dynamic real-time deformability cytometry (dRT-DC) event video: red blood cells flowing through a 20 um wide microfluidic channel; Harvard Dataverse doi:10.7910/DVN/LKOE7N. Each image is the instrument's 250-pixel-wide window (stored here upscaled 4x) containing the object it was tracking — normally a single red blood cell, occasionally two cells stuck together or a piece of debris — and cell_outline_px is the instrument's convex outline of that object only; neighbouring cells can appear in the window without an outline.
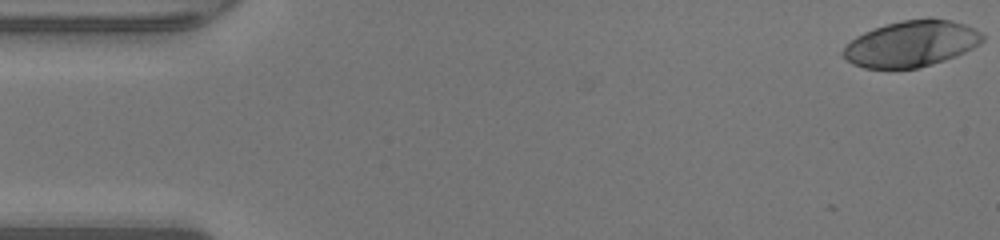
{"species": "human", "species_latin": "Homo sapiens", "temperature_condition": "warm", "stored_images_in_passage": 48, "camera_frame_rate_fps": 3000, "um_per_image_px": 0.085, "donor": {"sex": "male"}, "frame": {"image": 1, "passage_image": 1, "time_ms": 0.0, "image_size_px": [1000, 240], "cell_outline_px": [[984, 40], [972, 48], [956, 56], [944, 60], [916, 68], [864, 68], [852, 64], [840, 52], [856, 36], [864, 32], [888, 24], [904, 20], [928, 16], [948, 20], [964, 24], [980, 32], [984, 36]], "centroid_in_image_um": [77.46, 3.71], "position_along_channel_um": 7.5, "area_um2": 37.17}}
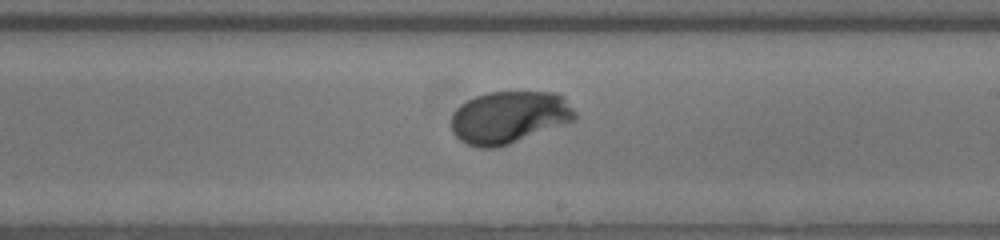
{"frame": {"image": 2, "passage_image": 28, "time_ms": 9.0, "image_size_px": [1000, 240], "cell_outline_px": [[576, 120], [508, 144], [496, 148], [476, 148], [460, 140], [452, 132], [452, 112], [460, 104], [476, 96], [488, 92], [556, 92], [564, 96], [576, 112]], "centroid_in_image_um": [43.28, 9.96], "position_along_channel_um": 245.7, "area_um2": 37.8}}
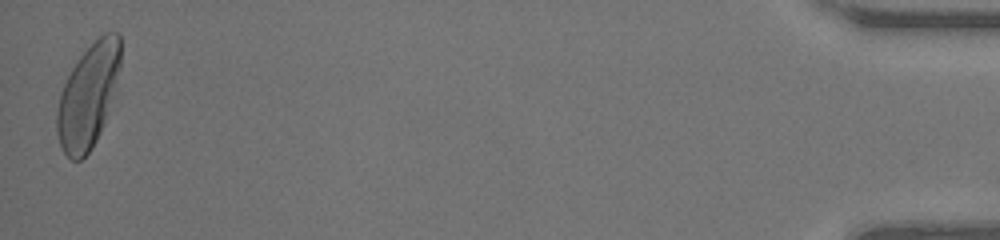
{"frame": {"image": 3, "passage_image": 48, "time_ms": 15.667, "image_size_px": [1000, 240], "cell_outline_px": [[120, 64], [104, 124], [92, 148], [80, 160], [72, 160], [64, 152], [60, 144], [56, 132], [56, 112], [60, 96], [64, 84], [72, 68], [80, 56], [104, 32], [116, 32], [120, 36]], "centroid_in_image_um": [7.47, 8.17], "position_along_channel_um": 427.7, "area_um2": 37.57}, "authors_computed_cell_mechanics": {"area_um2": 37.0209, "velocity_mm_per_s": 4.2779, "shape_relaxation_time_tau1_ms": 1.8193, "shape_relaxation_time_tau2_ms": null, "deformation_change_tau1": 0.1887, "deformation_change_tau2": null}}